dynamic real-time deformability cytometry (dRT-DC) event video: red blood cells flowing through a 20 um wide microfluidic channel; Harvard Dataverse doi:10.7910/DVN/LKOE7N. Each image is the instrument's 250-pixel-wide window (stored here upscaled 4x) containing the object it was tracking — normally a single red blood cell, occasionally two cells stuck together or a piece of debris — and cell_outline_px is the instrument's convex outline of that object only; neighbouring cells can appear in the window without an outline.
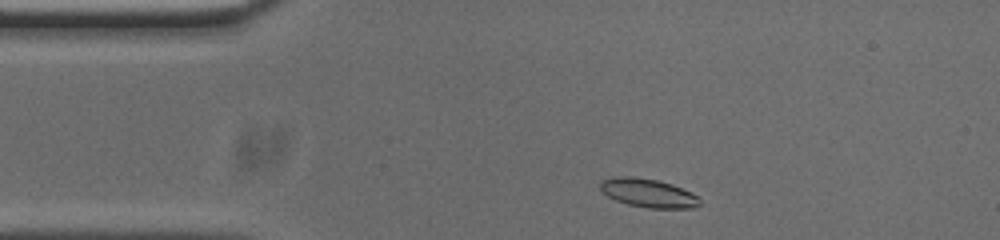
{"species": "common noctule bat (a hibernating species)", "species_latin": "Nyctalus noctula", "temperature_condition": "cold", "stored_images_in_passage": 47, "camera_frame_rate_fps": 3000, "um_per_image_px": 0.085, "animal": {"sex": "male", "body_mass_g": 20.0, "forearm_length_mm": 53.3}, "frame": {"image": 1, "passage_image": 2, "time_ms": 0.333, "image_size_px": [1000, 240], "cell_outline_px": [[700, 204], [696, 208], [648, 208], [628, 204], [616, 200], [600, 192], [600, 184], [604, 180], [616, 176], [632, 176], [656, 180], [672, 184], [692, 192], [700, 200]], "centroid_in_image_um": [55.1, 16.41], "position_along_channel_um": 29.9, "area_um2": 16.59}}
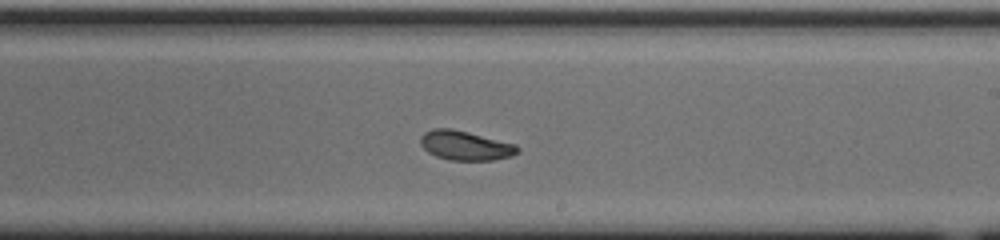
{"frame": {"image": 2, "passage_image": 23, "time_ms": 7.333, "image_size_px": [1000, 240], "cell_outline_px": [[520, 152], [512, 156], [496, 160], [448, 160], [436, 156], [428, 152], [420, 144], [420, 136], [424, 132], [432, 128], [452, 128], [516, 144], [520, 148]], "centroid_in_image_um": [39.56, 12.37], "position_along_channel_um": 249.4, "area_um2": 16.82}}
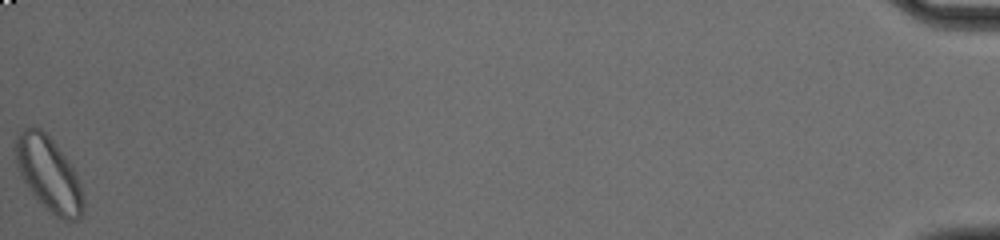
{"frame": {"image": 3, "passage_image": 47, "time_ms": 15.333, "image_size_px": [1000, 240], "cell_outline_px": [[84, 212], [76, 220], [64, 220], [56, 216], [44, 208], [32, 192], [24, 180], [20, 172], [16, 160], [16, 136], [24, 128], [40, 128], [52, 140], [72, 164], [80, 184], [84, 200]], "centroid_in_image_um": [4.18, 14.82], "position_along_channel_um": 431.0, "area_um2": 28.9}, "authors_computed_cell_mechanics": {"area_um2": 16.762, "velocity_mm_per_s": 3.6747, "shape_relaxation_time_tau1_ms": 5.7231, "shape_relaxation_time_tau2_ms": 4.3181, "deformation_change_tau1": 0.1336, "deformation_change_tau2": 0.092}}